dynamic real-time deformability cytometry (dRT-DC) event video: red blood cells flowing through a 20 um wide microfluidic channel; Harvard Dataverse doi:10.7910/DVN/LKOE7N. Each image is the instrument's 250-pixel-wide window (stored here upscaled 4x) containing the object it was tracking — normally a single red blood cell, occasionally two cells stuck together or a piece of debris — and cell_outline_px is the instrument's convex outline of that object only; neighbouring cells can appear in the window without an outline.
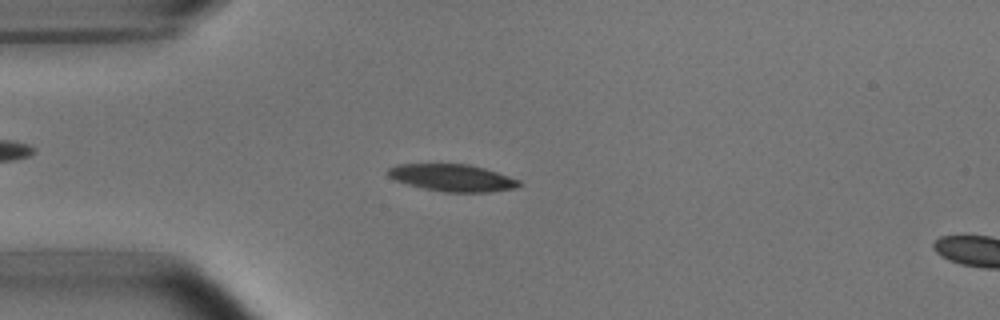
{"species": "common noctule bat (a hibernating species)", "species_latin": "Nyctalus noctula", "temperature_condition": "room temperature", "stored_images_in_passage": 52, "camera_frame_rate_fps": 3000, "um_per_image_px": 0.085, "animal": {"sex": "male", "body_mass_g": 15.6}, "frame": {"image": 1, "passage_image": 13, "time_ms": 4.0, "image_size_px": [1000, 320], "cell_outline_px": [[524, 184], [516, 188], [488, 192], [444, 192], [424, 188], [408, 184], [396, 180], [388, 176], [388, 168], [396, 164], [468, 164], [484, 168], [520, 180]], "centroid_in_image_um": [38.48, 15.11], "position_along_channel_um": 46.5, "area_um2": 20.63}}
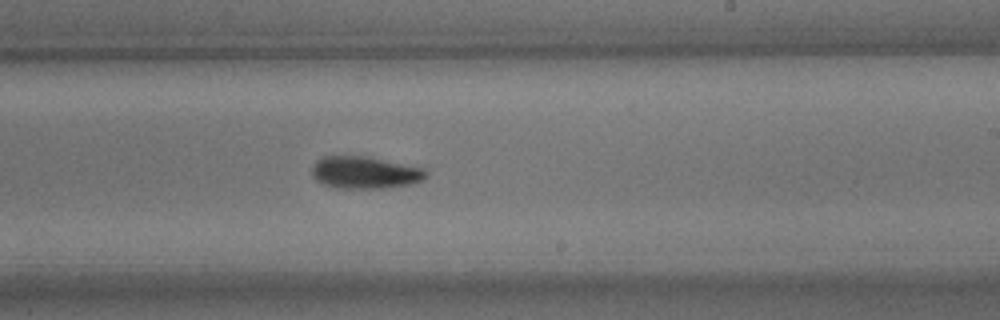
{"frame": {"image": 2, "passage_image": 31, "time_ms": 10.0, "image_size_px": [1000, 320], "cell_outline_px": [[428, 176], [424, 180], [412, 184], [384, 188], [332, 188], [316, 180], [312, 176], [312, 164], [316, 160], [324, 156], [372, 156], [424, 168], [428, 172]], "centroid_in_image_um": [31.04, 14.66], "position_along_channel_um": 258.0, "area_um2": 21.91}}
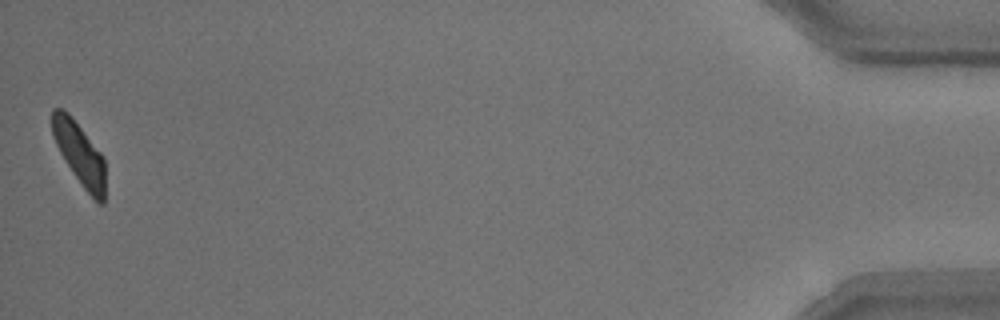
{"frame": {"image": 3, "passage_image": 52, "time_ms": 17.0, "image_size_px": [1000, 320], "cell_outline_px": [[104, 204], [100, 204], [84, 188], [60, 152], [56, 144], [52, 132], [52, 108], [60, 108], [68, 112], [104, 156]], "centroid_in_image_um": [6.76, 13.02], "position_along_channel_um": 428.4, "area_um2": 18.84}, "authors_computed_cell_mechanics": {"area_um2": 21.0103, "velocity_mm_per_s": 3.7525, "shape_relaxation_time_tau1_ms": 3.197, "shape_relaxation_time_tau2_ms": 5.6306, "deformation_change_tau1": 0.1596, "deformation_change_tau2": 0.1322}}